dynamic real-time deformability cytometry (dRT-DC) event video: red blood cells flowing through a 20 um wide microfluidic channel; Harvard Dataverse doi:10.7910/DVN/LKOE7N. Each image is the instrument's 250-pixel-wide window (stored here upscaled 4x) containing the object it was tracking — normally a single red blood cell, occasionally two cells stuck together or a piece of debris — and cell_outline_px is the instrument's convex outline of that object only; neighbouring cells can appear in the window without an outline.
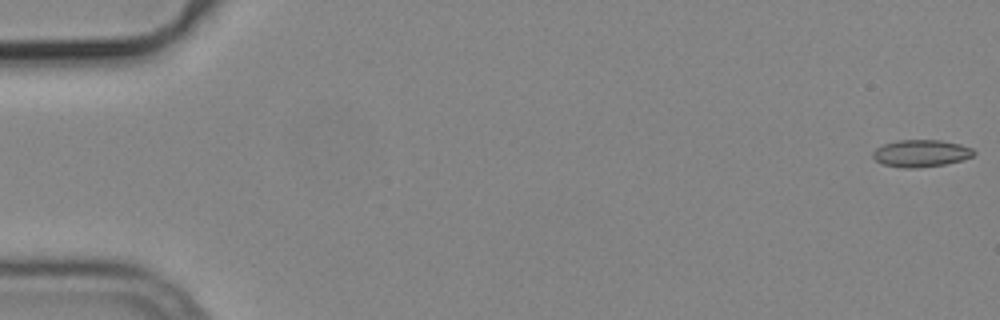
{"species": "common noctule bat (a hibernating species)", "species_latin": "Nyctalus noctula", "temperature_condition": "cold", "stored_images_in_passage": 17, "camera_frame_rate_fps": 3000, "um_per_image_px": 0.085, "animal": {"sex": "male", "body_mass_g": 19.2, "forearm_length_mm": 51.8}, "frame": {"image": 1, "passage_image": 1, "time_ms": 0.0, "image_size_px": [1000, 320], "cell_outline_px": [[976, 152], [972, 156], [960, 160], [944, 164], [916, 168], [900, 168], [884, 164], [876, 160], [872, 156], [872, 152], [876, 148], [884, 144], [900, 140], [940, 140], [960, 144], [972, 148]], "centroid_in_image_um": [78.27, 13.03], "position_along_channel_um": 6.7, "area_um2": 15.84}}
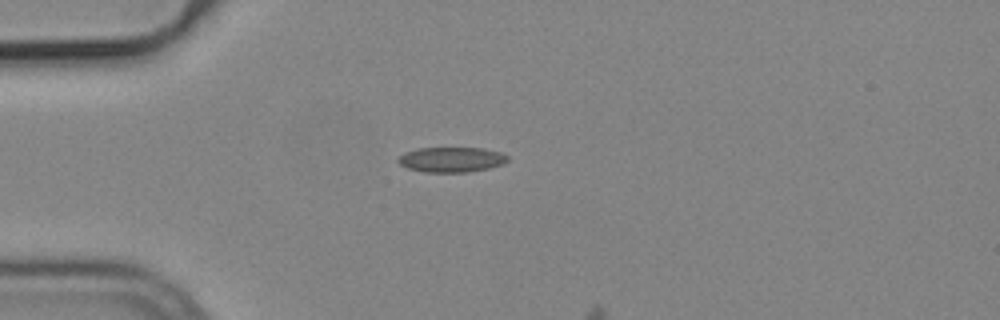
{"frame": {"image": 2, "passage_image": 15, "time_ms": 4.667, "image_size_px": [1000, 320], "cell_outline_px": [[508, 160], [504, 164], [488, 168], [468, 172], [424, 172], [408, 168], [400, 164], [396, 160], [404, 152], [420, 148], [480, 148], [500, 152], [508, 156]], "centroid_in_image_um": [38.37, 13.56], "position_along_channel_um": 46.6, "area_um2": 15.95}}